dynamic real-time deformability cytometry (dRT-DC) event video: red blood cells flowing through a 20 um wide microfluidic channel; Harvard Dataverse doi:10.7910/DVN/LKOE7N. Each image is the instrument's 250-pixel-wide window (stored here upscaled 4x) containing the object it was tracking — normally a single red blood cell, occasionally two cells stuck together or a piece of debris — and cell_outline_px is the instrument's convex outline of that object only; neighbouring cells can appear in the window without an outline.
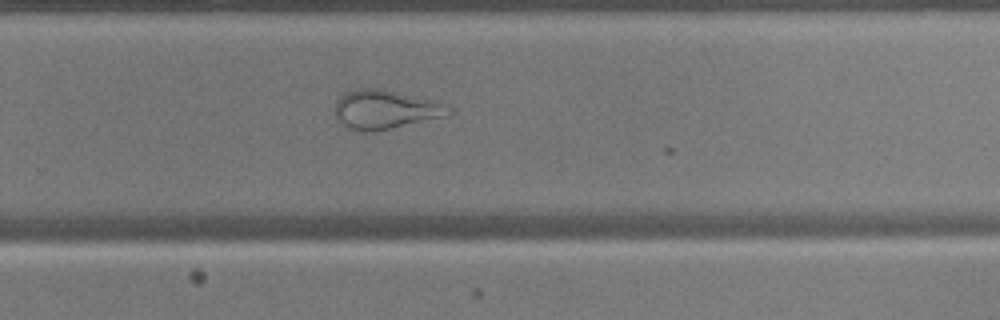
{"species": "common noctule bat (a hibernating species)", "species_latin": "Nyctalus noctula", "temperature_condition": "warm", "stored_images_in_passage": 25, "camera_frame_rate_fps": 3000, "um_per_image_px": 0.085, "animal": {"sex": "male", "body_mass_g": 17.9, "forearm_length_mm": 54.2}, "frame": {"image": 1, "passage_image": 21, "time_ms": 6.667, "image_size_px": [1000, 320], "cell_outline_px": [[452, 112], [444, 116], [376, 132], [364, 132], [348, 128], [336, 116], [336, 100], [340, 96], [356, 88], [380, 88], [440, 100]], "centroid_in_image_um": [32.77, 9.29], "position_along_channel_um": 297.0, "area_um2": 25.89}}
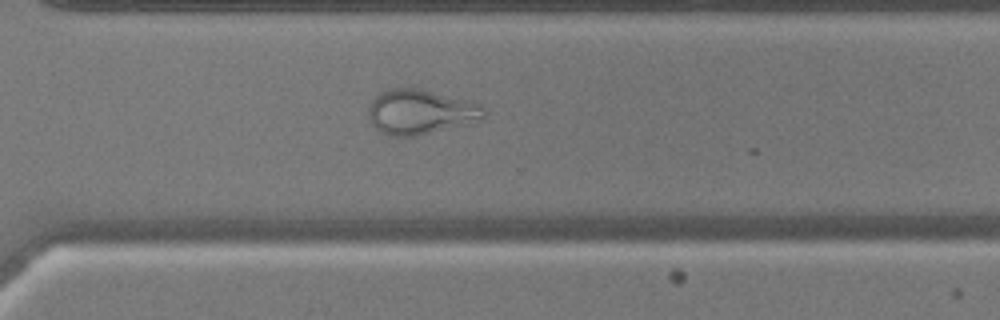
{"frame": {"image": 2, "passage_image": 24, "time_ms": 7.667, "image_size_px": [1000, 320], "cell_outline_px": [[488, 112], [484, 116], [468, 124], [416, 136], [392, 136], [380, 132], [372, 124], [368, 116], [368, 108], [372, 100], [380, 92], [388, 88], [420, 88], [472, 100], [480, 104]], "centroid_in_image_um": [35.75, 9.49], "position_along_channel_um": 334.9, "area_um2": 30.52}}